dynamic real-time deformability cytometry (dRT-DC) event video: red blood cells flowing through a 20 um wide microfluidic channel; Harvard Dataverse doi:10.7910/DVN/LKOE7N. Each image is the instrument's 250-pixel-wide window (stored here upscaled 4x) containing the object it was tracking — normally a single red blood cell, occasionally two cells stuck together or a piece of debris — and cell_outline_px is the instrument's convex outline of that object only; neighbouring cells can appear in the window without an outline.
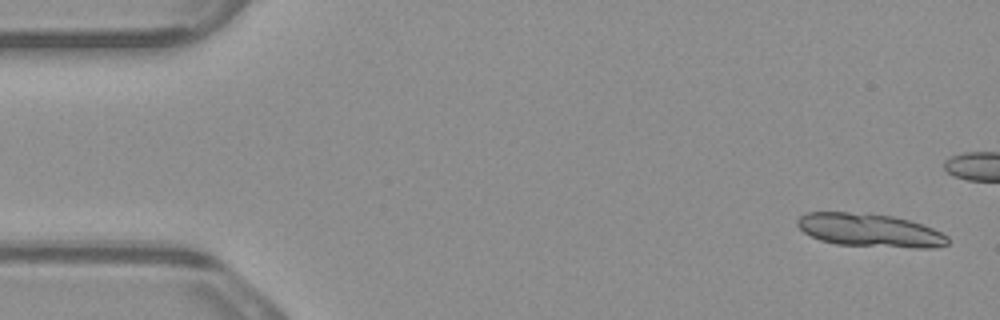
{"species": "common noctule bat (a hibernating species)", "species_latin": "Nyctalus noctula", "temperature_condition": "warm", "stored_images_in_passage": 5, "camera_frame_rate_fps": 3000, "um_per_image_px": 0.085, "animal": {"sex": "male", "body_mass_g": 23.1, "forearm_length_mm": 52.7}, "frame": {"image": 1, "passage_image": 1, "time_ms": 0.0, "image_size_px": [1000, 320], "cell_outline_px": [[948, 244], [936, 248], [912, 248], [836, 244], [820, 240], [804, 232], [796, 224], [796, 220], [804, 212], [848, 212], [892, 216], [908, 220], [932, 228], [948, 236]], "centroid_in_image_um": [73.92, 19.58], "position_along_channel_um": 11.1, "area_um2": 29.07}}